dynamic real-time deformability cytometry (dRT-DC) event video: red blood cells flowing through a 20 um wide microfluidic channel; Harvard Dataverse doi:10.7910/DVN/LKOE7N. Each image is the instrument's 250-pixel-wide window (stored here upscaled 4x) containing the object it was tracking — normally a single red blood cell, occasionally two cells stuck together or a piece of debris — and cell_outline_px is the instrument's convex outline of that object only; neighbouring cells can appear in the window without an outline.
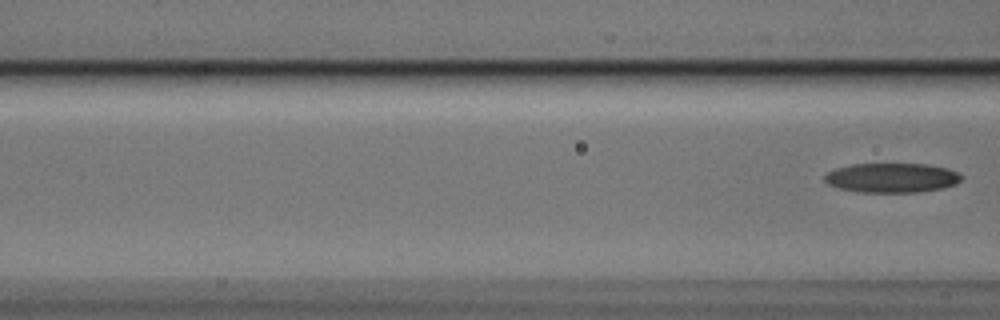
{"species": "Egyptian fruit bat (a non-hibernating species)", "species_latin": "Rousettus aegyptiacus", "temperature_condition": "cold", "stored_images_in_passage": 6, "camera_frame_rate_fps": 3000, "um_per_image_px": 0.085, "animal": {"sex": "male"}, "frame": {"image": 1, "passage_image": 6, "time_ms": 1.667, "image_size_px": [1000, 320], "cell_outline_px": [[964, 176], [956, 184], [944, 188], [920, 192], [856, 192], [836, 188], [828, 184], [824, 180], [824, 176], [828, 172], [836, 168], [852, 164], [928, 164], [948, 168]], "centroid_in_image_um": [75.8, 15.12], "position_along_channel_um": 90.8, "area_um2": 23.76}}